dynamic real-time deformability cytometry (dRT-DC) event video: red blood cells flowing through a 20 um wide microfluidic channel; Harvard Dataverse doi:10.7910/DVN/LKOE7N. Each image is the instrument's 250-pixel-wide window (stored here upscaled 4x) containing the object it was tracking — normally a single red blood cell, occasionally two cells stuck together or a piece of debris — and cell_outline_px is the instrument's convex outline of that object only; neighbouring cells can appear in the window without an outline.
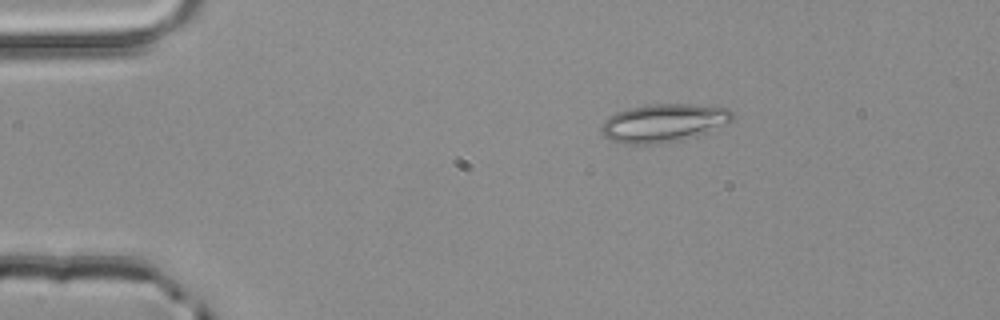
{"species": "common noctule bat (a hibernating species)", "species_latin": "Nyctalus noctula", "temperature_condition": "room temperature", "stored_images_in_passage": 2, "camera_frame_rate_fps": 3000, "um_per_image_px": 0.085, "animal": {"sex": "male", "body_mass_g": 20.4}, "frame": {"image": 1, "passage_image": 1, "time_ms": 0.0, "image_size_px": [1000, 320], "cell_outline_px": [[732, 120], [728, 124], [696, 136], [660, 144], [624, 144], [612, 140], [604, 136], [600, 132], [600, 128], [604, 120], [608, 116], [616, 112], [628, 108], [652, 104], [692, 104], [728, 108], [732, 112]], "centroid_in_image_um": [56.38, 10.45], "position_along_channel_um": 28.6, "area_um2": 29.3}}